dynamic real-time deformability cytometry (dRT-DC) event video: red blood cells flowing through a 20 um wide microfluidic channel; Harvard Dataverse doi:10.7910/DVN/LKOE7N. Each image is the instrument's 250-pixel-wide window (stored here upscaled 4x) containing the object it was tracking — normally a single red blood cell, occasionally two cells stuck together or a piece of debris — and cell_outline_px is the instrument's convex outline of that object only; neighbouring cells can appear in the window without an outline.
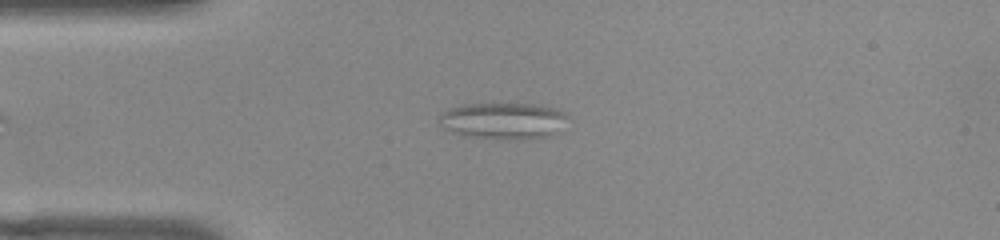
{"species": "common noctule bat (a hibernating species)", "species_latin": "Nyctalus noctula", "temperature_condition": "warm", "stored_images_in_passage": 34, "camera_frame_rate_fps": 3000, "um_per_image_px": 0.085, "animal": {"sex": "female", "body_mass_g": 22.0, "forearm_length_mm": 56.7}, "frame": {"image": 1, "passage_image": 2, "time_ms": 0.333, "image_size_px": [1000, 240], "cell_outline_px": [[568, 116], [552, 132], [540, 136], [464, 136], [452, 132], [440, 124], [440, 116], [448, 108], [464, 104], [536, 104], [556, 108], [564, 112]], "centroid_in_image_um": [42.68, 10.18], "position_along_channel_um": 42.3, "area_um2": 25.55}}
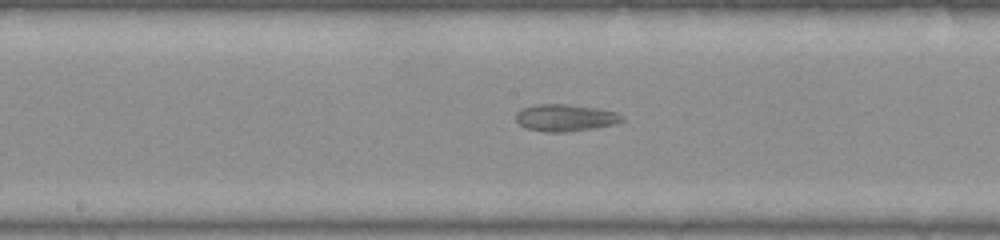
{"frame": {"image": 2, "passage_image": 16, "time_ms": 5.0, "image_size_px": [1000, 240], "cell_outline_px": [[624, 120], [612, 124], [596, 128], [564, 132], [548, 132], [528, 128], [520, 124], [516, 120], [516, 112], [524, 108], [536, 104], [568, 104], [596, 108], [616, 112], [624, 116]], "centroid_in_image_um": [48.06, 10.0], "position_along_channel_um": 200.1, "area_um2": 16.53}}
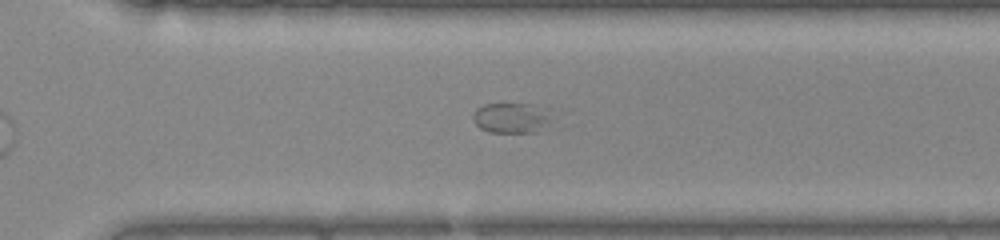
{"frame": {"image": 3, "passage_image": 26, "time_ms": 8.333, "image_size_px": [1000, 240], "cell_outline_px": [[548, 120], [536, 132], [488, 132], [480, 128], [472, 120], [472, 116], [476, 108], [484, 104], [532, 104], [548, 108]], "centroid_in_image_um": [43.39, 10.0], "position_along_channel_um": 327.2, "area_um2": 13.7}}